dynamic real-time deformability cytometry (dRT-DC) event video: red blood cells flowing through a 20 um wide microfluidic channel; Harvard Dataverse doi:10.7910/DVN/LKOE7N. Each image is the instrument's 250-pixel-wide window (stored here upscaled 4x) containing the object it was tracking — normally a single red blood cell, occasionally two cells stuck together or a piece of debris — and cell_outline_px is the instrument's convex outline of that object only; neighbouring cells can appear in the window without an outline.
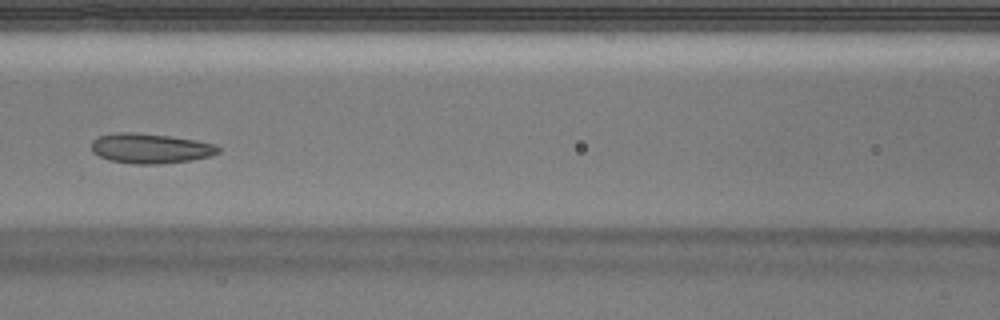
{"species": "Egyptian fruit bat (a non-hibernating species)", "species_latin": "Rousettus aegyptiacus", "temperature_condition": "warm", "stored_images_in_passage": 41, "camera_frame_rate_fps": 3000, "um_per_image_px": 0.085, "animal": {"sex": "male"}, "frame": {"image": 1, "passage_image": 18, "time_ms": 5.667, "image_size_px": [1000, 320], "cell_outline_px": [[220, 152], [212, 156], [192, 160], [160, 164], [136, 164], [108, 160], [92, 152], [92, 140], [96, 136], [116, 132], [136, 132], [168, 136], [196, 140], [216, 144], [220, 148]], "centroid_in_image_um": [12.79, 12.61], "position_along_channel_um": 153.8, "area_um2": 22.37}}
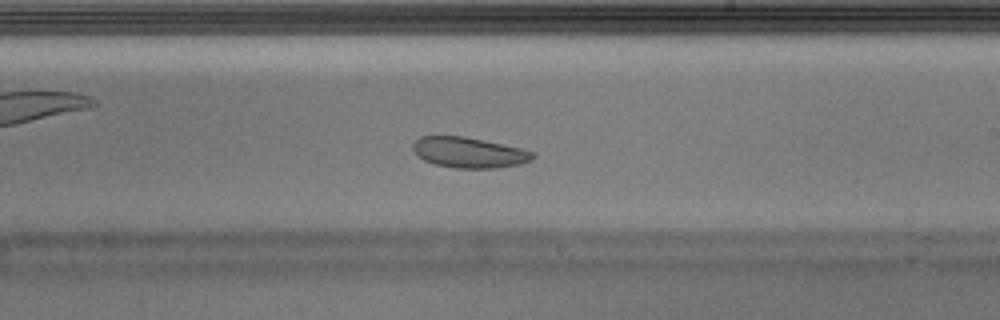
{"frame": {"image": 2, "passage_image": 24, "time_ms": 7.667, "image_size_px": [1000, 320], "cell_outline_px": [[536, 156], [532, 160], [520, 164], [496, 168], [456, 168], [436, 164], [424, 160], [412, 148], [412, 144], [420, 136], [464, 136], [520, 148], [536, 152]], "centroid_in_image_um": [39.9, 12.96], "position_along_channel_um": 249.1, "area_um2": 21.21}}